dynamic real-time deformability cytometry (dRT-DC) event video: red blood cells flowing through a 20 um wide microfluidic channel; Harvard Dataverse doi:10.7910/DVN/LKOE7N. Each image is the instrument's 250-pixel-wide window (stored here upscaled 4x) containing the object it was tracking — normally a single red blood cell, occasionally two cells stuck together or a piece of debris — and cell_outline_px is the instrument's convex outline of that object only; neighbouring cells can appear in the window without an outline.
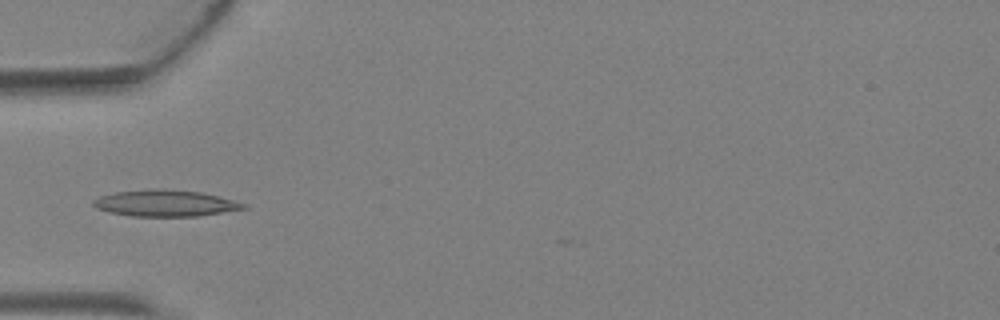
{"species": "Egyptian fruit bat (a non-hibernating species)", "species_latin": "Rousettus aegyptiacus", "temperature_condition": "warm", "stored_images_in_passage": 5, "camera_frame_rate_fps": 3000, "um_per_image_px": 0.085, "animal": {"sex": "female"}, "frame": {"image": 1, "passage_image": 4, "time_ms": 1.0, "image_size_px": [1000, 320], "cell_outline_px": [[248, 208], [196, 216], [132, 216], [108, 212], [96, 208], [92, 204], [92, 200], [100, 196], [112, 192], [152, 188], [160, 188], [200, 192], [248, 204]], "centroid_in_image_um": [13.99, 17.26], "position_along_channel_um": 71.0, "area_um2": 23.18}}